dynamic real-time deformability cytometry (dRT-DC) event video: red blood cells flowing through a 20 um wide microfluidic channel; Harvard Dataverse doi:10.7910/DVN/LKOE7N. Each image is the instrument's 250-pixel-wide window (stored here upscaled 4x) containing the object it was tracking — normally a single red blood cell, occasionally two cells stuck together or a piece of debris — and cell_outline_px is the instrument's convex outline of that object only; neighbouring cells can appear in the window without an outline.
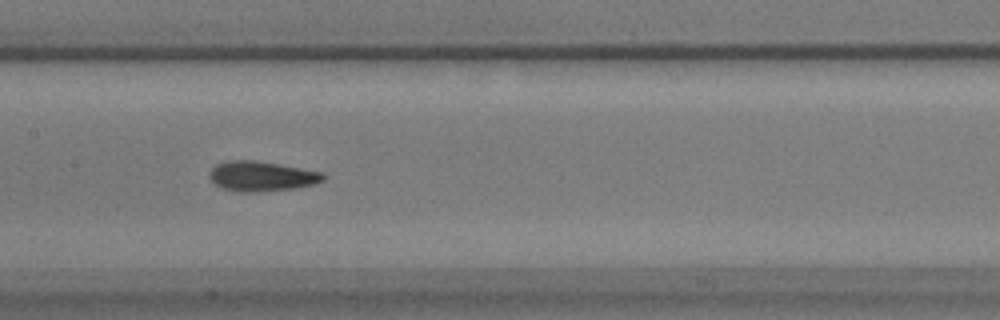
{"species": "common noctule bat (a hibernating species)", "species_latin": "Nyctalus noctula", "temperature_condition": "warm", "stored_images_in_passage": 48, "camera_frame_rate_fps": 3000, "um_per_image_px": 0.085, "animal": {"sex": "male", "body_mass_g": 17.9}, "frame": {"image": 1, "passage_image": 18, "time_ms": 5.667, "image_size_px": [1000, 320], "cell_outline_px": [[324, 180], [312, 184], [292, 188], [256, 192], [240, 192], [224, 188], [216, 184], [208, 176], [208, 172], [216, 164], [228, 160], [256, 160], [280, 164], [324, 172]], "centroid_in_image_um": [22.21, 14.96], "position_along_channel_um": 185.2, "area_um2": 19.77}}
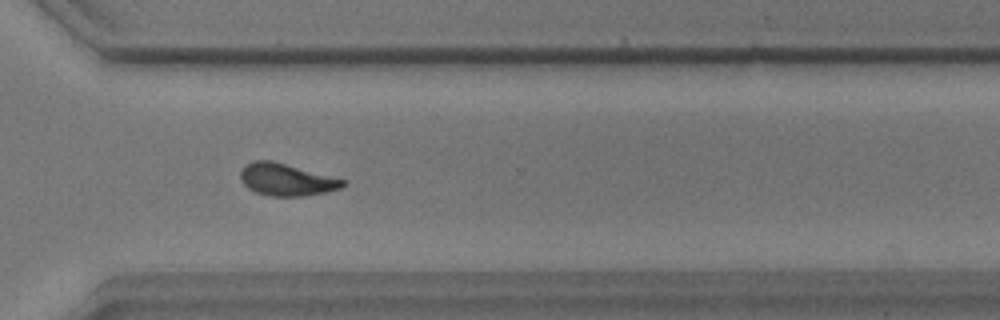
{"frame": {"image": 2, "passage_image": 32, "time_ms": 10.333, "image_size_px": [1000, 320], "cell_outline_px": [[344, 184], [340, 188], [324, 192], [300, 196], [268, 196], [256, 192], [248, 188], [240, 180], [240, 172], [252, 160], [272, 160], [344, 180]], "centroid_in_image_um": [24.28, 15.27], "position_along_channel_um": 346.3, "area_um2": 18.79}}
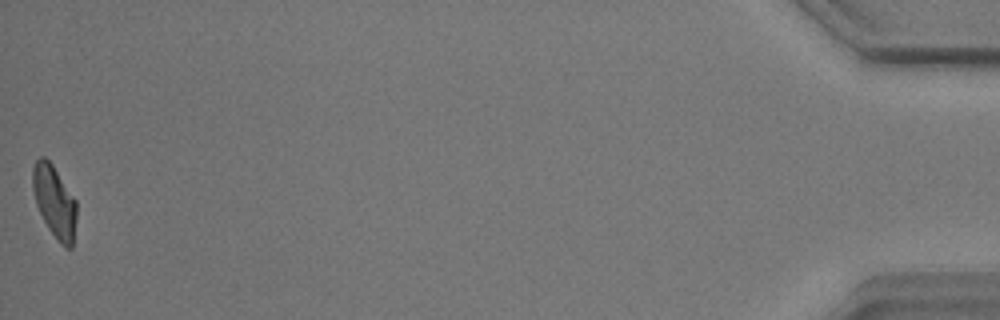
{"frame": {"image": 3, "passage_image": 48, "time_ms": 15.667, "image_size_px": [1000, 320], "cell_outline_px": [[76, 220], [72, 248], [64, 248], [60, 244], [48, 228], [36, 204], [32, 188], [32, 168], [36, 160], [40, 156], [44, 156], [52, 164], [76, 200]], "centroid_in_image_um": [4.62, 17.14], "position_along_channel_um": 430.6, "area_um2": 18.44}, "authors_computed_cell_mechanics": {"area_um2": 18.9584, "velocity_mm_per_s": 3.4591, "shape_relaxation_time_tau1_ms": 6.2164, "shape_relaxation_time_tau2_ms": 1.98, "deformation_change_tau1": 0.1564, "deformation_change_tau2": 0.0802}}